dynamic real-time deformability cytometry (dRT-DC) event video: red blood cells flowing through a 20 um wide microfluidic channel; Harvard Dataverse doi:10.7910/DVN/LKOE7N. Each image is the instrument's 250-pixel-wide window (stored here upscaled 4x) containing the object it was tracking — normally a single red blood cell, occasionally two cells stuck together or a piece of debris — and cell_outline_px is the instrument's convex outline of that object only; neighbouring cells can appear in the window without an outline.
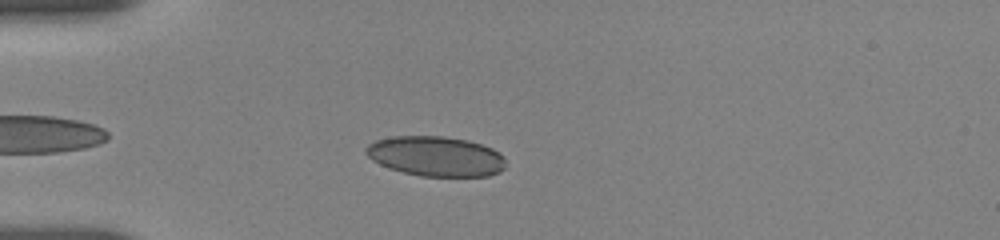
{"species": "human", "species_latin": "Homo sapiens", "temperature_condition": "room temperature", "stored_images_in_passage": 20, "camera_frame_rate_fps": 3000, "um_per_image_px": 0.085, "donor": {"sex": "female"}, "frame": {"image": 1, "passage_image": 5, "time_ms": 1.333, "image_size_px": [1000, 240], "cell_outline_px": [[504, 168], [500, 172], [488, 176], [420, 176], [388, 168], [372, 160], [364, 152], [364, 148], [368, 144], [376, 140], [392, 136], [444, 136], [468, 140], [492, 148], [504, 156]], "centroid_in_image_um": [37.02, 13.28], "position_along_channel_um": 48.0, "area_um2": 32.66}}
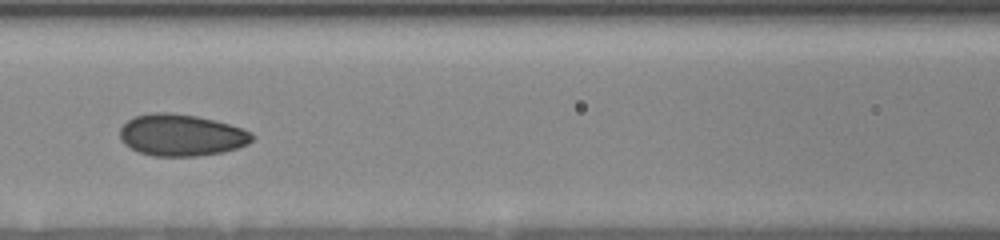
{"frame": {"image": 2, "passage_image": 15, "time_ms": 4.667, "image_size_px": [1000, 240], "cell_outline_px": [[256, 136], [248, 144], [224, 152], [196, 156], [152, 156], [140, 152], [124, 144], [120, 140], [120, 128], [128, 120], [136, 116], [152, 112], [168, 112], [196, 116], [216, 120], [252, 132]], "centroid_in_image_um": [15.42, 11.48], "position_along_channel_um": 151.2, "area_um2": 32.19}}
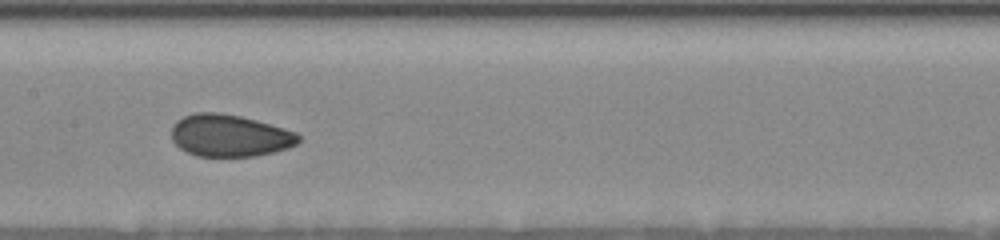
{"frame": {"image": 3, "passage_image": 19, "time_ms": 5.667, "image_size_px": [1000, 240], "cell_outline_px": [[300, 140], [296, 144], [288, 148], [256, 156], [196, 156], [180, 148], [172, 140], [172, 124], [176, 120], [184, 116], [196, 112], [220, 112], [240, 116], [256, 120], [284, 128], [296, 132], [300, 136]], "centroid_in_image_um": [19.51, 11.52], "position_along_channel_um": 187.9, "area_um2": 31.21}}